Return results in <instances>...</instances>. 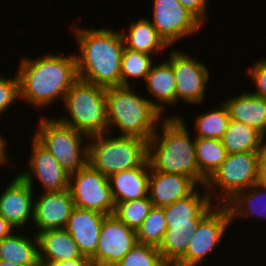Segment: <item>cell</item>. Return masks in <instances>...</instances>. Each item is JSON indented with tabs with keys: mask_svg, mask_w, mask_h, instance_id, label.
Here are the masks:
<instances>
[{
	"mask_svg": "<svg viewBox=\"0 0 266 266\" xmlns=\"http://www.w3.org/2000/svg\"><path fill=\"white\" fill-rule=\"evenodd\" d=\"M64 105L69 118H57L88 137L109 133L106 88L78 79L68 90Z\"/></svg>",
	"mask_w": 266,
	"mask_h": 266,
	"instance_id": "obj_5",
	"label": "cell"
},
{
	"mask_svg": "<svg viewBox=\"0 0 266 266\" xmlns=\"http://www.w3.org/2000/svg\"><path fill=\"white\" fill-rule=\"evenodd\" d=\"M221 143L228 154L259 152L265 138L251 126L230 119Z\"/></svg>",
	"mask_w": 266,
	"mask_h": 266,
	"instance_id": "obj_26",
	"label": "cell"
},
{
	"mask_svg": "<svg viewBox=\"0 0 266 266\" xmlns=\"http://www.w3.org/2000/svg\"><path fill=\"white\" fill-rule=\"evenodd\" d=\"M136 231L127 227L114 214L104 218L92 266H116L137 244Z\"/></svg>",
	"mask_w": 266,
	"mask_h": 266,
	"instance_id": "obj_11",
	"label": "cell"
},
{
	"mask_svg": "<svg viewBox=\"0 0 266 266\" xmlns=\"http://www.w3.org/2000/svg\"><path fill=\"white\" fill-rule=\"evenodd\" d=\"M14 78L0 77V115L14 104L19 98V79L17 73Z\"/></svg>",
	"mask_w": 266,
	"mask_h": 266,
	"instance_id": "obj_35",
	"label": "cell"
},
{
	"mask_svg": "<svg viewBox=\"0 0 266 266\" xmlns=\"http://www.w3.org/2000/svg\"><path fill=\"white\" fill-rule=\"evenodd\" d=\"M128 29V34L120 31L127 49L151 55L154 51L157 54V51L161 52L169 46L147 18L131 22Z\"/></svg>",
	"mask_w": 266,
	"mask_h": 266,
	"instance_id": "obj_24",
	"label": "cell"
},
{
	"mask_svg": "<svg viewBox=\"0 0 266 266\" xmlns=\"http://www.w3.org/2000/svg\"><path fill=\"white\" fill-rule=\"evenodd\" d=\"M258 169L259 152L228 154L225 161L206 180L204 187L210 199L213 198L212 194L217 193L216 188L224 191L215 198L216 204L224 205L236 193L258 183Z\"/></svg>",
	"mask_w": 266,
	"mask_h": 266,
	"instance_id": "obj_8",
	"label": "cell"
},
{
	"mask_svg": "<svg viewBox=\"0 0 266 266\" xmlns=\"http://www.w3.org/2000/svg\"><path fill=\"white\" fill-rule=\"evenodd\" d=\"M227 106L230 119L247 124L266 137V99L247 91L228 98Z\"/></svg>",
	"mask_w": 266,
	"mask_h": 266,
	"instance_id": "obj_22",
	"label": "cell"
},
{
	"mask_svg": "<svg viewBox=\"0 0 266 266\" xmlns=\"http://www.w3.org/2000/svg\"><path fill=\"white\" fill-rule=\"evenodd\" d=\"M36 235L40 263L89 259L83 256L77 243L65 229H50Z\"/></svg>",
	"mask_w": 266,
	"mask_h": 266,
	"instance_id": "obj_21",
	"label": "cell"
},
{
	"mask_svg": "<svg viewBox=\"0 0 266 266\" xmlns=\"http://www.w3.org/2000/svg\"><path fill=\"white\" fill-rule=\"evenodd\" d=\"M224 205L228 208L231 219L237 216H239L240 218L244 216L246 217L256 216L260 218L261 217L265 218L266 186L256 183L255 185L249 187L248 189L236 193Z\"/></svg>",
	"mask_w": 266,
	"mask_h": 266,
	"instance_id": "obj_27",
	"label": "cell"
},
{
	"mask_svg": "<svg viewBox=\"0 0 266 266\" xmlns=\"http://www.w3.org/2000/svg\"><path fill=\"white\" fill-rule=\"evenodd\" d=\"M0 266H21V265L14 264V263L4 261V260H0Z\"/></svg>",
	"mask_w": 266,
	"mask_h": 266,
	"instance_id": "obj_42",
	"label": "cell"
},
{
	"mask_svg": "<svg viewBox=\"0 0 266 266\" xmlns=\"http://www.w3.org/2000/svg\"><path fill=\"white\" fill-rule=\"evenodd\" d=\"M19 79V100L33 106L51 105L54 100L65 96L79 79L76 54L70 56L47 54L37 59L20 60L16 71Z\"/></svg>",
	"mask_w": 266,
	"mask_h": 266,
	"instance_id": "obj_1",
	"label": "cell"
},
{
	"mask_svg": "<svg viewBox=\"0 0 266 266\" xmlns=\"http://www.w3.org/2000/svg\"><path fill=\"white\" fill-rule=\"evenodd\" d=\"M170 54L168 62L176 79V102L183 99L189 104L202 103L210 75L208 69L185 52L172 50Z\"/></svg>",
	"mask_w": 266,
	"mask_h": 266,
	"instance_id": "obj_12",
	"label": "cell"
},
{
	"mask_svg": "<svg viewBox=\"0 0 266 266\" xmlns=\"http://www.w3.org/2000/svg\"><path fill=\"white\" fill-rule=\"evenodd\" d=\"M251 69H247V75L256 85L255 92L251 94L266 99V58L258 60Z\"/></svg>",
	"mask_w": 266,
	"mask_h": 266,
	"instance_id": "obj_36",
	"label": "cell"
},
{
	"mask_svg": "<svg viewBox=\"0 0 266 266\" xmlns=\"http://www.w3.org/2000/svg\"><path fill=\"white\" fill-rule=\"evenodd\" d=\"M74 32L82 54L76 56L79 79L103 88L121 86V33L104 28H77Z\"/></svg>",
	"mask_w": 266,
	"mask_h": 266,
	"instance_id": "obj_2",
	"label": "cell"
},
{
	"mask_svg": "<svg viewBox=\"0 0 266 266\" xmlns=\"http://www.w3.org/2000/svg\"><path fill=\"white\" fill-rule=\"evenodd\" d=\"M166 230L167 224L164 216V209L153 206L136 231L137 242L159 247Z\"/></svg>",
	"mask_w": 266,
	"mask_h": 266,
	"instance_id": "obj_30",
	"label": "cell"
},
{
	"mask_svg": "<svg viewBox=\"0 0 266 266\" xmlns=\"http://www.w3.org/2000/svg\"><path fill=\"white\" fill-rule=\"evenodd\" d=\"M32 239L15 233L4 237L0 241V260L21 266H40L37 235Z\"/></svg>",
	"mask_w": 266,
	"mask_h": 266,
	"instance_id": "obj_25",
	"label": "cell"
},
{
	"mask_svg": "<svg viewBox=\"0 0 266 266\" xmlns=\"http://www.w3.org/2000/svg\"><path fill=\"white\" fill-rule=\"evenodd\" d=\"M150 163L148 158L138 167L108 177L115 202L136 200L148 196Z\"/></svg>",
	"mask_w": 266,
	"mask_h": 266,
	"instance_id": "obj_20",
	"label": "cell"
},
{
	"mask_svg": "<svg viewBox=\"0 0 266 266\" xmlns=\"http://www.w3.org/2000/svg\"><path fill=\"white\" fill-rule=\"evenodd\" d=\"M38 125L39 129L33 137L55 157L68 174L77 172L88 163V147L82 142L83 138H88L89 141L88 136L58 119L41 118Z\"/></svg>",
	"mask_w": 266,
	"mask_h": 266,
	"instance_id": "obj_7",
	"label": "cell"
},
{
	"mask_svg": "<svg viewBox=\"0 0 266 266\" xmlns=\"http://www.w3.org/2000/svg\"><path fill=\"white\" fill-rule=\"evenodd\" d=\"M199 172L208 179L225 161L228 153L220 139L195 138Z\"/></svg>",
	"mask_w": 266,
	"mask_h": 266,
	"instance_id": "obj_28",
	"label": "cell"
},
{
	"mask_svg": "<svg viewBox=\"0 0 266 266\" xmlns=\"http://www.w3.org/2000/svg\"><path fill=\"white\" fill-rule=\"evenodd\" d=\"M14 228L0 215V241L9 236Z\"/></svg>",
	"mask_w": 266,
	"mask_h": 266,
	"instance_id": "obj_40",
	"label": "cell"
},
{
	"mask_svg": "<svg viewBox=\"0 0 266 266\" xmlns=\"http://www.w3.org/2000/svg\"><path fill=\"white\" fill-rule=\"evenodd\" d=\"M106 135L89 137L90 143H87L88 164L106 177L138 167L148 158L146 140L121 135L109 138L111 134Z\"/></svg>",
	"mask_w": 266,
	"mask_h": 266,
	"instance_id": "obj_6",
	"label": "cell"
},
{
	"mask_svg": "<svg viewBox=\"0 0 266 266\" xmlns=\"http://www.w3.org/2000/svg\"><path fill=\"white\" fill-rule=\"evenodd\" d=\"M232 219L225 205L217 204L194 230L186 253L173 266H197L221 242Z\"/></svg>",
	"mask_w": 266,
	"mask_h": 266,
	"instance_id": "obj_10",
	"label": "cell"
},
{
	"mask_svg": "<svg viewBox=\"0 0 266 266\" xmlns=\"http://www.w3.org/2000/svg\"><path fill=\"white\" fill-rule=\"evenodd\" d=\"M13 178L0 195V215L14 229H18L27 225L29 218L33 220L34 189L18 173Z\"/></svg>",
	"mask_w": 266,
	"mask_h": 266,
	"instance_id": "obj_16",
	"label": "cell"
},
{
	"mask_svg": "<svg viewBox=\"0 0 266 266\" xmlns=\"http://www.w3.org/2000/svg\"><path fill=\"white\" fill-rule=\"evenodd\" d=\"M6 139L5 138H3L2 137V135L0 134V167H1V165L3 164V166H4V164H6L5 162H7L8 160V158H7V151L5 150L6 148V144H7V142L5 141Z\"/></svg>",
	"mask_w": 266,
	"mask_h": 266,
	"instance_id": "obj_41",
	"label": "cell"
},
{
	"mask_svg": "<svg viewBox=\"0 0 266 266\" xmlns=\"http://www.w3.org/2000/svg\"><path fill=\"white\" fill-rule=\"evenodd\" d=\"M179 3L191 12L202 24L206 17L207 0H178Z\"/></svg>",
	"mask_w": 266,
	"mask_h": 266,
	"instance_id": "obj_37",
	"label": "cell"
},
{
	"mask_svg": "<svg viewBox=\"0 0 266 266\" xmlns=\"http://www.w3.org/2000/svg\"><path fill=\"white\" fill-rule=\"evenodd\" d=\"M116 266H170L158 247L137 243Z\"/></svg>",
	"mask_w": 266,
	"mask_h": 266,
	"instance_id": "obj_34",
	"label": "cell"
},
{
	"mask_svg": "<svg viewBox=\"0 0 266 266\" xmlns=\"http://www.w3.org/2000/svg\"><path fill=\"white\" fill-rule=\"evenodd\" d=\"M194 234V230H166L158 250L170 266H173L186 253Z\"/></svg>",
	"mask_w": 266,
	"mask_h": 266,
	"instance_id": "obj_33",
	"label": "cell"
},
{
	"mask_svg": "<svg viewBox=\"0 0 266 266\" xmlns=\"http://www.w3.org/2000/svg\"><path fill=\"white\" fill-rule=\"evenodd\" d=\"M150 22L170 46L181 38L192 36L202 26L178 0H154L153 20Z\"/></svg>",
	"mask_w": 266,
	"mask_h": 266,
	"instance_id": "obj_13",
	"label": "cell"
},
{
	"mask_svg": "<svg viewBox=\"0 0 266 266\" xmlns=\"http://www.w3.org/2000/svg\"><path fill=\"white\" fill-rule=\"evenodd\" d=\"M213 201L208 193L201 195L195 190L191 195L163 207L167 230H195L217 205Z\"/></svg>",
	"mask_w": 266,
	"mask_h": 266,
	"instance_id": "obj_15",
	"label": "cell"
},
{
	"mask_svg": "<svg viewBox=\"0 0 266 266\" xmlns=\"http://www.w3.org/2000/svg\"><path fill=\"white\" fill-rule=\"evenodd\" d=\"M107 215L74 207L64 228L77 243L84 257L91 258L97 248L100 230Z\"/></svg>",
	"mask_w": 266,
	"mask_h": 266,
	"instance_id": "obj_18",
	"label": "cell"
},
{
	"mask_svg": "<svg viewBox=\"0 0 266 266\" xmlns=\"http://www.w3.org/2000/svg\"><path fill=\"white\" fill-rule=\"evenodd\" d=\"M258 183L266 186V140L259 151Z\"/></svg>",
	"mask_w": 266,
	"mask_h": 266,
	"instance_id": "obj_38",
	"label": "cell"
},
{
	"mask_svg": "<svg viewBox=\"0 0 266 266\" xmlns=\"http://www.w3.org/2000/svg\"><path fill=\"white\" fill-rule=\"evenodd\" d=\"M164 119L160 126L161 132L156 129L148 141L151 168L154 171L185 175L203 187L207 179L199 172L195 138H190L183 118L169 116Z\"/></svg>",
	"mask_w": 266,
	"mask_h": 266,
	"instance_id": "obj_3",
	"label": "cell"
},
{
	"mask_svg": "<svg viewBox=\"0 0 266 266\" xmlns=\"http://www.w3.org/2000/svg\"><path fill=\"white\" fill-rule=\"evenodd\" d=\"M197 183L182 174L154 171L150 168L148 196L154 207H165L191 195Z\"/></svg>",
	"mask_w": 266,
	"mask_h": 266,
	"instance_id": "obj_19",
	"label": "cell"
},
{
	"mask_svg": "<svg viewBox=\"0 0 266 266\" xmlns=\"http://www.w3.org/2000/svg\"><path fill=\"white\" fill-rule=\"evenodd\" d=\"M220 106L197 116L195 138L221 139L227 130L230 115L224 103Z\"/></svg>",
	"mask_w": 266,
	"mask_h": 266,
	"instance_id": "obj_29",
	"label": "cell"
},
{
	"mask_svg": "<svg viewBox=\"0 0 266 266\" xmlns=\"http://www.w3.org/2000/svg\"><path fill=\"white\" fill-rule=\"evenodd\" d=\"M32 153L27 172L18 173L33 188V176L43 185V192H60L69 189L70 174L58 163L55 157L34 137Z\"/></svg>",
	"mask_w": 266,
	"mask_h": 266,
	"instance_id": "obj_14",
	"label": "cell"
},
{
	"mask_svg": "<svg viewBox=\"0 0 266 266\" xmlns=\"http://www.w3.org/2000/svg\"><path fill=\"white\" fill-rule=\"evenodd\" d=\"M152 207L153 203L147 196L136 200L118 202L113 214L127 227L137 231Z\"/></svg>",
	"mask_w": 266,
	"mask_h": 266,
	"instance_id": "obj_32",
	"label": "cell"
},
{
	"mask_svg": "<svg viewBox=\"0 0 266 266\" xmlns=\"http://www.w3.org/2000/svg\"><path fill=\"white\" fill-rule=\"evenodd\" d=\"M150 95L157 98L156 109L160 114L164 111V104L171 106L176 103V79L168 61L153 65L144 80ZM163 110V111H162Z\"/></svg>",
	"mask_w": 266,
	"mask_h": 266,
	"instance_id": "obj_23",
	"label": "cell"
},
{
	"mask_svg": "<svg viewBox=\"0 0 266 266\" xmlns=\"http://www.w3.org/2000/svg\"><path fill=\"white\" fill-rule=\"evenodd\" d=\"M40 266H92L90 259H76L55 263H40Z\"/></svg>",
	"mask_w": 266,
	"mask_h": 266,
	"instance_id": "obj_39",
	"label": "cell"
},
{
	"mask_svg": "<svg viewBox=\"0 0 266 266\" xmlns=\"http://www.w3.org/2000/svg\"><path fill=\"white\" fill-rule=\"evenodd\" d=\"M106 104L109 134L118 127L121 136L148 142L161 123L162 114L156 109V102L135 93L131 85L106 88Z\"/></svg>",
	"mask_w": 266,
	"mask_h": 266,
	"instance_id": "obj_4",
	"label": "cell"
},
{
	"mask_svg": "<svg viewBox=\"0 0 266 266\" xmlns=\"http://www.w3.org/2000/svg\"><path fill=\"white\" fill-rule=\"evenodd\" d=\"M69 190L74 207L95 210L105 215L114 213L115 202L108 177L88 163L77 172L70 174Z\"/></svg>",
	"mask_w": 266,
	"mask_h": 266,
	"instance_id": "obj_9",
	"label": "cell"
},
{
	"mask_svg": "<svg viewBox=\"0 0 266 266\" xmlns=\"http://www.w3.org/2000/svg\"><path fill=\"white\" fill-rule=\"evenodd\" d=\"M152 56L138 51H133L124 47L121 57V85L130 86V78H146L153 66Z\"/></svg>",
	"mask_w": 266,
	"mask_h": 266,
	"instance_id": "obj_31",
	"label": "cell"
},
{
	"mask_svg": "<svg viewBox=\"0 0 266 266\" xmlns=\"http://www.w3.org/2000/svg\"><path fill=\"white\" fill-rule=\"evenodd\" d=\"M44 193L34 200L33 222L38 227L37 233L64 229L74 208L70 190Z\"/></svg>",
	"mask_w": 266,
	"mask_h": 266,
	"instance_id": "obj_17",
	"label": "cell"
}]
</instances>
